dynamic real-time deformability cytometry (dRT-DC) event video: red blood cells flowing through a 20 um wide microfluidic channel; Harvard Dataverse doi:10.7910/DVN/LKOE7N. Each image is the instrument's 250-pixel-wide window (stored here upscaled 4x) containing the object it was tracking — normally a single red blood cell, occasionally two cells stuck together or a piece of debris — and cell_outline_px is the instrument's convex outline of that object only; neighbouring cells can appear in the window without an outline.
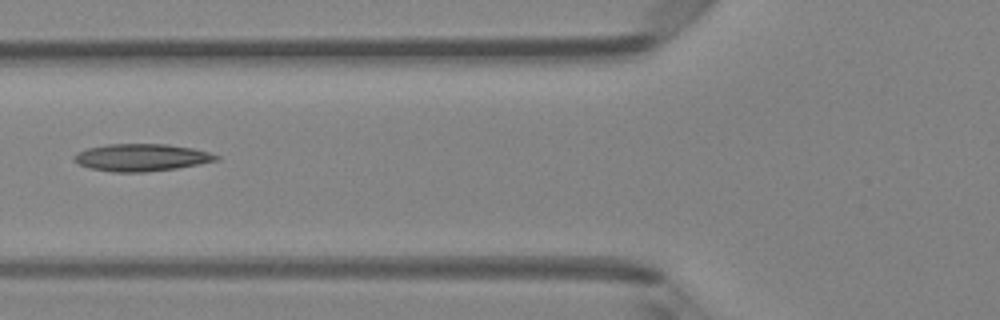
{"species": "Egyptian fruit bat (a non-hibernating species)", "species_latin": "Rousettus aegyptiacus", "temperature_condition": "room temperature", "stored_images_in_passage": 8, "camera_frame_rate_fps": 3000, "um_per_image_px": 0.085, "animal": {"sex": "female"}, "frame": {"image": 1, "passage_image": 6, "time_ms": 6.0, "image_size_px": [1000, 320], "cell_outline_px": [[220, 160], [200, 164], [176, 168], [144, 172], [112, 172], [88, 168], [76, 164], [72, 160], [72, 156], [76, 152], [88, 148], [108, 144], [168, 144], [192, 148], [208, 152], [220, 156]], "centroid_in_image_um": [11.97, 13.39], "position_along_channel_um": 113.8, "area_um2": 22.83}}
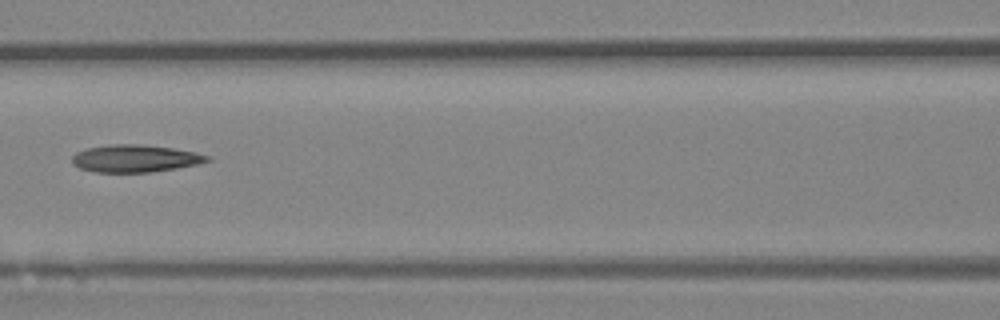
{"frame": {"image": 2, "passage_image": 7, "time_ms": 7.0, "image_size_px": [1000, 320], "cell_outline_px": [[212, 160], [196, 164], [176, 168], [148, 172], [96, 172], [80, 168], [72, 164], [72, 156], [76, 152], [88, 148], [112, 144], [140, 144], [172, 148], [196, 152], [212, 156]], "centroid_in_image_um": [11.5, 13.46], "position_along_channel_um": 155.1, "area_um2": 21.5}}
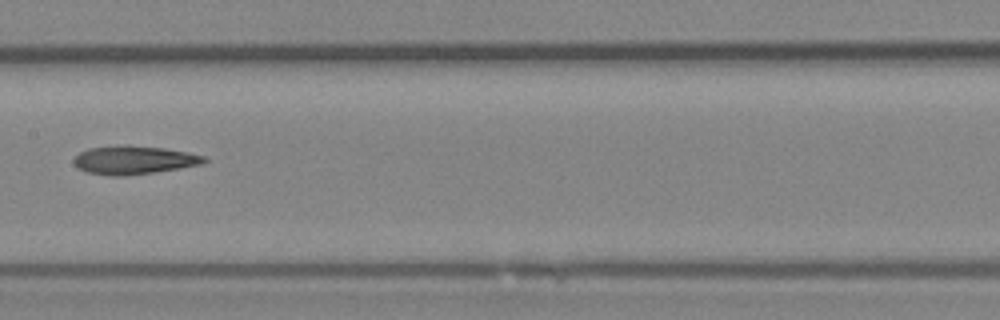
{"frame": {"image": 3, "passage_image": 8, "time_ms": 8.0, "image_size_px": [1000, 320], "cell_outline_px": [[208, 160], [204, 164], [180, 168], [152, 172], [116, 176], [112, 176], [88, 172], [80, 168], [72, 160], [80, 152], [88, 148], [128, 144], [164, 148], [188, 152], [204, 156]], "centroid_in_image_um": [11.41, 13.58], "position_along_channel_um": 196.0, "area_um2": 21.44}}